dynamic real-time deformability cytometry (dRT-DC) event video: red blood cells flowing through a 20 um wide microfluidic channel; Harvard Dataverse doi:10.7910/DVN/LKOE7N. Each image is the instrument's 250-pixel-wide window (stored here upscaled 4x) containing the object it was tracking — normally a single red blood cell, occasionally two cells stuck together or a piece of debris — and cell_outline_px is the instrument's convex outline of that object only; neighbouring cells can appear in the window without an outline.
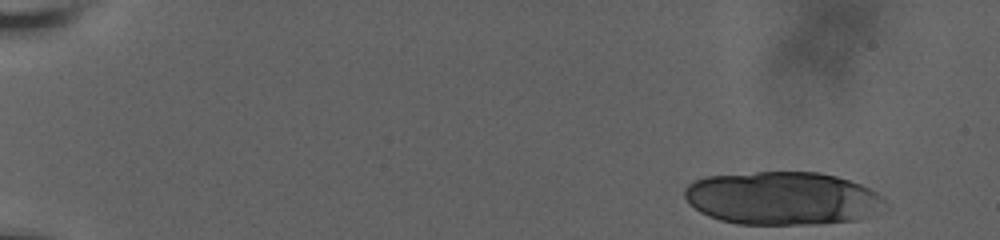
{"species": "human", "species_latin": "Homo sapiens", "temperature_condition": "room temperature", "stored_images_in_passage": 18, "camera_frame_rate_fps": 3000, "um_per_image_px": 0.085, "donor": {"sex": "male"}, "frame": {"image": 1, "passage_image": 1, "time_ms": 0.0, "image_size_px": [1000, 240], "cell_outline_px": [[888, 208], [856, 220], [816, 224], [736, 224], [720, 220], [708, 216], [700, 212], [688, 204], [684, 196], [684, 188], [688, 184], [696, 180], [708, 176], [756, 172], [820, 172], [836, 176], [860, 184], [876, 192], [888, 204]], "centroid_in_image_um": [66.5, 16.86], "position_along_channel_um": 18.5, "area_um2": 62.42}}